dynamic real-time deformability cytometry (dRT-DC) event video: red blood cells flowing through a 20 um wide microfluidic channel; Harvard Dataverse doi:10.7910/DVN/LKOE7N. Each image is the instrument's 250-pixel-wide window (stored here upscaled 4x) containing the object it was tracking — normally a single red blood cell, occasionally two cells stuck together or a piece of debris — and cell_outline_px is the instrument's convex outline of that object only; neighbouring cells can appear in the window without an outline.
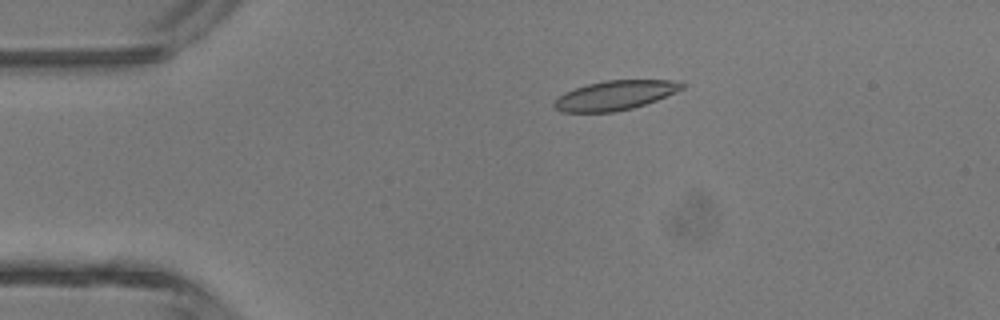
{"species": "common noctule bat (a hibernating species)", "species_latin": "Nyctalus noctula", "temperature_condition": "room temperature", "stored_images_in_passage": 4, "camera_frame_rate_fps": 3000, "um_per_image_px": 0.085, "animal": {"sex": "male", "body_mass_g": 13.3}, "frame": {"image": 1, "passage_image": 3, "time_ms": 2.333, "image_size_px": [1000, 320], "cell_outline_px": [[688, 84], [684, 88], [656, 100], [632, 108], [616, 112], [564, 112], [556, 108], [552, 104], [552, 100], [556, 96], [564, 92], [588, 84], [604, 80], [680, 80]], "centroid_in_image_um": [52.27, 8.09], "position_along_channel_um": 32.7, "area_um2": 22.08}}